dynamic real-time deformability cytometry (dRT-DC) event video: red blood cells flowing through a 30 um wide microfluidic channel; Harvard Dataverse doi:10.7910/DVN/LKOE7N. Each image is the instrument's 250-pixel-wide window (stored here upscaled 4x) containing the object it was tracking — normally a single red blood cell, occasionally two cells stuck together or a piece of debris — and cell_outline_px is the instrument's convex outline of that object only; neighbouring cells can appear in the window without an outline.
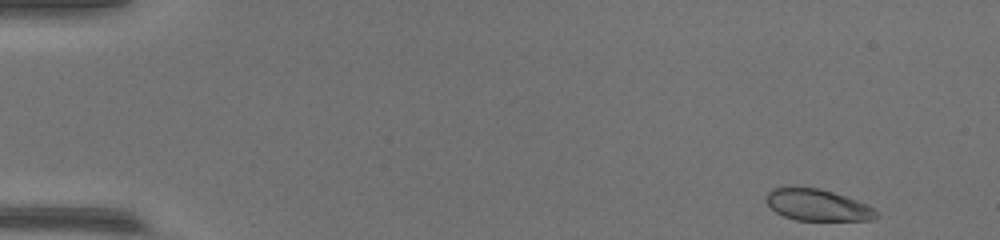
{"species": "common noctule bat (a hibernating species)", "species_latin": "Nyctalus noctula", "temperature_condition": "warm", "stored_images_in_passage": 51, "camera_frame_rate_fps": 3000, "um_per_image_px": 0.085, "animal": {"sex": "female", "body_mass_g": 17.0, "forearm_length_mm": 48.0}, "frame": {"image": 1, "passage_image": 1, "time_ms": 0.0, "image_size_px": [1000, 240], "cell_outline_px": [[880, 216], [872, 220], [796, 220], [784, 216], [776, 212], [764, 200], [764, 196], [772, 188], [796, 184], [820, 188], [868, 204]], "centroid_in_image_um": [69.42, 17.38], "position_along_channel_um": 15.6, "area_um2": 20.75}}
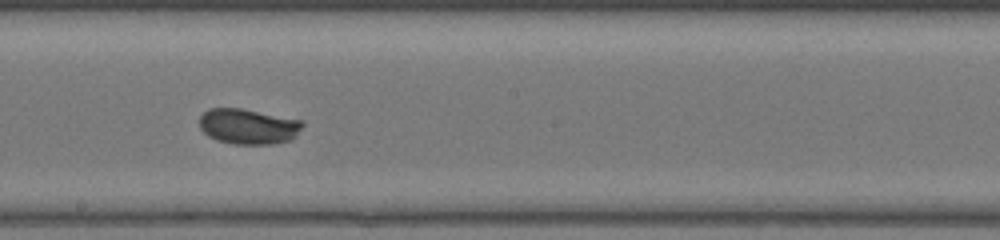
{"frame": {"image": 2, "passage_image": 28, "time_ms": 9.0, "image_size_px": [1000, 240], "cell_outline_px": [[304, 124], [296, 136], [292, 140], [272, 144], [236, 144], [216, 140], [208, 136], [200, 128], [200, 116], [208, 108], [240, 108], [304, 120]], "centroid_in_image_um": [21.13, 10.74], "position_along_channel_um": 227.1, "area_um2": 21.44}}
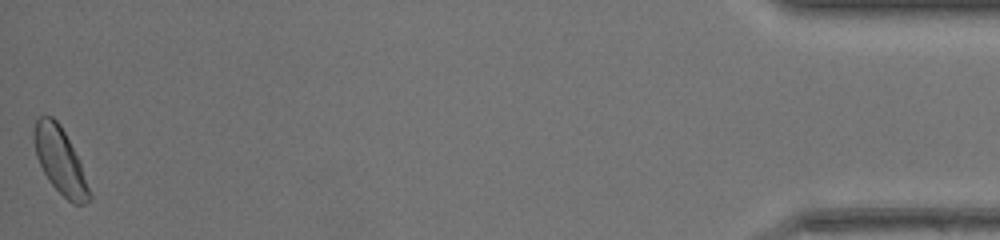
{"frame": {"image": 3, "passage_image": 51, "time_ms": 16.667, "image_size_px": [1000, 240], "cell_outline_px": [[92, 200], [84, 204], [72, 204], [48, 180], [36, 156], [32, 140], [32, 132], [36, 120], [40, 116], [52, 116], [60, 124], [80, 160], [92, 196]], "centroid_in_image_um": [5.11, 13.65], "position_along_channel_um": 430.1, "area_um2": 21.5}}